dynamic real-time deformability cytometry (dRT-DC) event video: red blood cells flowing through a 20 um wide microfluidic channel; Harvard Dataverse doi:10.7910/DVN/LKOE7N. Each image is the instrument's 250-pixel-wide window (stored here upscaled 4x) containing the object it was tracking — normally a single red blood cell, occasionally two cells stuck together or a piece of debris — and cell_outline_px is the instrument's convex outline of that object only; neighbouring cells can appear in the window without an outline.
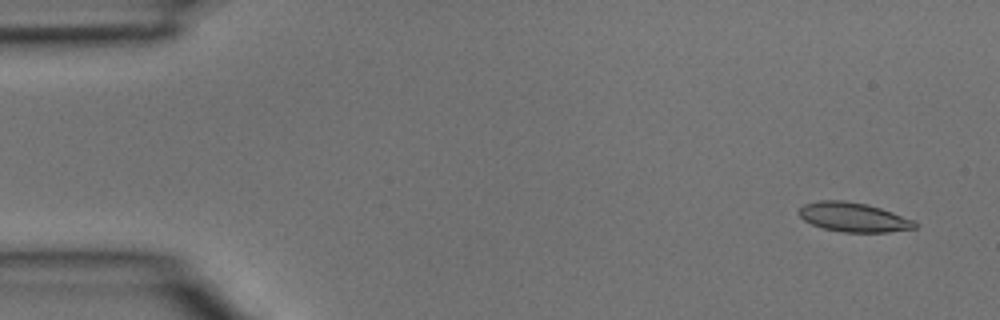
{"species": "common noctule bat (a hibernating species)", "species_latin": "Nyctalus noctula", "temperature_condition": "room temperature", "stored_images_in_passage": 3, "camera_frame_rate_fps": 3000, "um_per_image_px": 0.085, "animal": {"sex": "male", "body_mass_g": 15.6}, "frame": {"image": 1, "passage_image": 1, "time_ms": 0.0, "image_size_px": [1000, 320], "cell_outline_px": [[920, 224], [916, 228], [888, 232], [844, 232], [824, 228], [812, 224], [804, 220], [800, 216], [800, 208], [804, 204], [820, 200], [844, 200], [868, 204], [916, 220]], "centroid_in_image_um": [72.61, 18.46], "position_along_channel_um": 12.4, "area_um2": 19.83}}
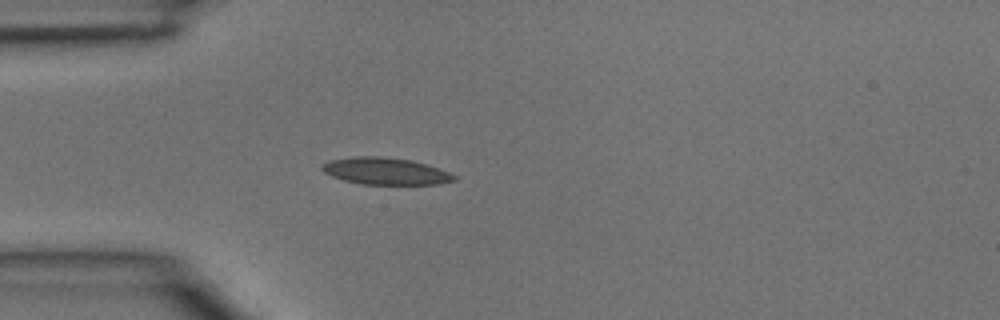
{"frame": {"image": 2, "passage_image": 3, "time_ms": 0.667, "image_size_px": [1000, 320], "cell_outline_px": [[456, 180], [440, 184], [364, 184], [344, 180], [332, 176], [324, 172], [320, 168], [328, 160], [352, 156], [384, 156], [412, 160], [448, 172], [456, 176]], "centroid_in_image_um": [32.74, 14.54], "position_along_channel_um": 52.3, "area_um2": 20.63}}